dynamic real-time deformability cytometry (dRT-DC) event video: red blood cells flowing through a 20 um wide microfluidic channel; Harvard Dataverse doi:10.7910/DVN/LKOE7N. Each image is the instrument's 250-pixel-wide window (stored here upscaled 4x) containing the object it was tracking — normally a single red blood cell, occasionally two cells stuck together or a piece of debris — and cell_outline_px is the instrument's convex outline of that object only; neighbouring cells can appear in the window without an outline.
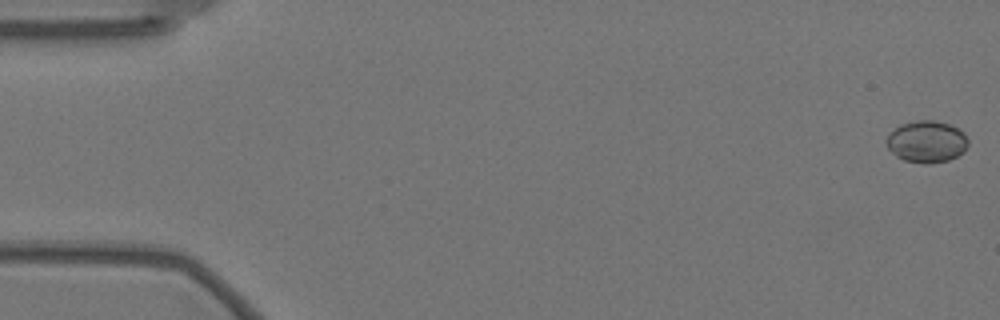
{"species": "Egyptian fruit bat (a non-hibernating species)", "species_latin": "Rousettus aegyptiacus", "temperature_condition": "warm", "stored_images_in_passage": 26, "camera_frame_rate_fps": 3000, "um_per_image_px": 0.085, "animal": {"sex": "female"}, "frame": {"image": 1, "passage_image": 1, "time_ms": 0.0, "image_size_px": [1000, 320], "cell_outline_px": [[968, 144], [964, 152], [948, 160], [928, 164], [924, 164], [904, 160], [896, 156], [888, 148], [888, 132], [900, 124], [916, 120], [932, 120], [948, 124], [964, 132], [968, 140]], "centroid_in_image_um": [78.76, 12.04], "position_along_channel_um": 6.2, "area_um2": 19.88}}
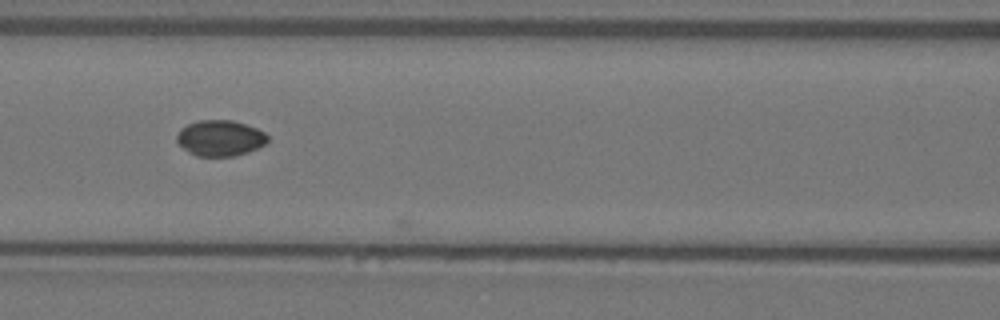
{"frame": {"image": 2, "passage_image": 25, "time_ms": 8.0, "image_size_px": [1000, 320], "cell_outline_px": [[268, 140], [264, 144], [248, 152], [236, 156], [196, 156], [188, 152], [176, 140], [176, 136], [180, 128], [188, 124], [200, 120], [232, 120], [256, 128], [264, 132], [268, 136]], "centroid_in_image_um": [18.69, 11.74], "position_along_channel_um": 147.9, "area_um2": 18.9}}